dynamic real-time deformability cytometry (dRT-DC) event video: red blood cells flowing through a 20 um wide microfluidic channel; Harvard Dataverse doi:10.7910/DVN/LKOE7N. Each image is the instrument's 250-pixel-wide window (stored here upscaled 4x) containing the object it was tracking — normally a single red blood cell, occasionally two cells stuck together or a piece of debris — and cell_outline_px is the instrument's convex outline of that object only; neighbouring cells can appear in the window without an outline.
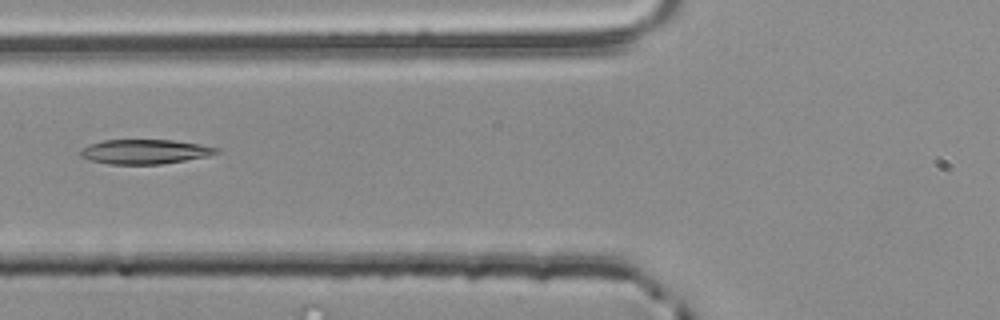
{"species": "common noctule bat (a hibernating species)", "species_latin": "Nyctalus noctula", "temperature_condition": "room temperature", "stored_images_in_passage": 5, "camera_frame_rate_fps": 3000, "um_per_image_px": 0.085, "animal": {"sex": "male", "body_mass_g": 20.4}, "frame": {"image": 1, "passage_image": 5, "time_ms": 1.333, "image_size_px": [1000, 320], "cell_outline_px": [[220, 152], [208, 156], [160, 164], [108, 164], [92, 160], [80, 156], [80, 152], [88, 144], [104, 140], [172, 140], [200, 144], [220, 148]], "centroid_in_image_um": [12.34, 12.88], "position_along_channel_um": 113.5, "area_um2": 19.31}}